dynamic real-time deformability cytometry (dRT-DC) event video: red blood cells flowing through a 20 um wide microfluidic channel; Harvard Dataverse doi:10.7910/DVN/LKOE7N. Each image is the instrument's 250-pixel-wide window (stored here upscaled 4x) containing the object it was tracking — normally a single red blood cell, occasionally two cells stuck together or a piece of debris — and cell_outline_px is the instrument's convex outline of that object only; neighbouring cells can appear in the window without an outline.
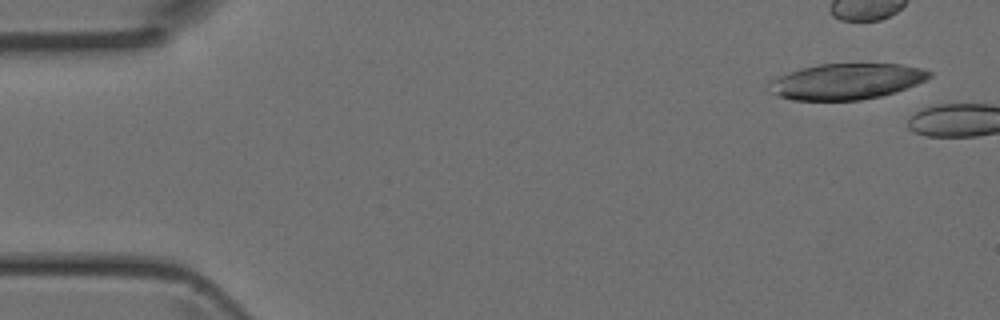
{"species": "Egyptian fruit bat (a non-hibernating species)", "species_latin": "Rousettus aegyptiacus", "temperature_condition": "room temperature", "stored_images_in_passage": 3, "camera_frame_rate_fps": 3000, "um_per_image_px": 0.085, "animal": {"sex": "female"}, "frame": {"image": 1, "passage_image": 1, "time_ms": 0.0, "image_size_px": [1000, 320], "cell_outline_px": [[932, 76], [916, 84], [896, 92], [880, 96], [860, 100], [792, 100], [768, 92], [764, 88], [776, 76], [800, 68], [820, 64], [900, 64], [920, 68], [932, 72]], "centroid_in_image_um": [71.88, 6.92], "position_along_channel_um": 13.1, "area_um2": 33.64}}